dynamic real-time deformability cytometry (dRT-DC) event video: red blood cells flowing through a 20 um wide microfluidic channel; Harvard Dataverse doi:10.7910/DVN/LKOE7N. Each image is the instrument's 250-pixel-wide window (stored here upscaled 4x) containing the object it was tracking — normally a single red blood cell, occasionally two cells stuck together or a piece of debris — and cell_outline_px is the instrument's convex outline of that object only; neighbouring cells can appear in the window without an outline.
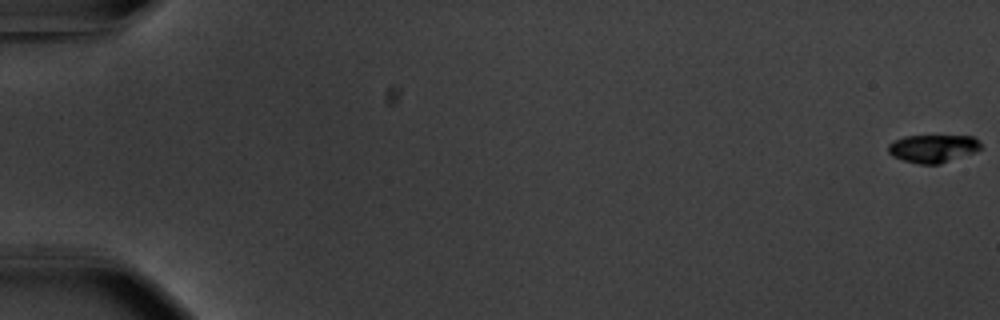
{"species": "common noctule bat (a hibernating species)", "species_latin": "Nyctalus noctula", "temperature_condition": "warm", "stored_images_in_passage": 57, "camera_frame_rate_fps": 3000, "um_per_image_px": 0.085, "animal": {"sex": "male", "body_mass_g": 20.1, "forearm_length_mm": 53.5}, "frame": {"image": 1, "passage_image": 1, "time_ms": 0.0, "image_size_px": [1000, 320], "cell_outline_px": [[980, 148], [972, 152], [940, 164], [920, 164], [904, 160], [892, 156], [888, 152], [888, 144], [892, 140], [904, 136], [972, 136], [980, 144]], "centroid_in_image_um": [79.22, 12.61], "position_along_channel_um": 5.8, "area_um2": 14.8}}
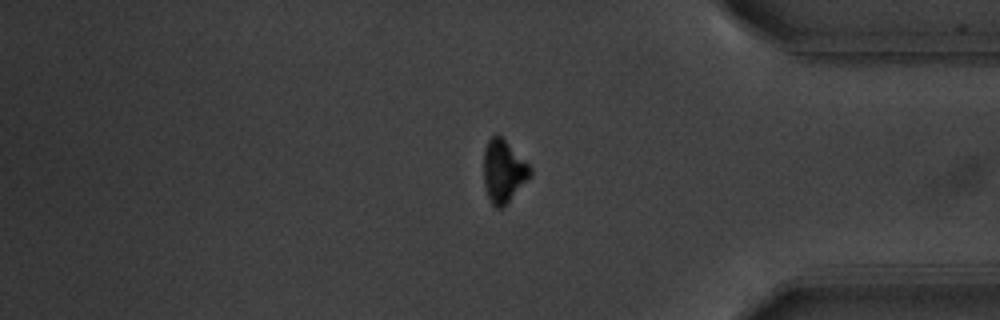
{"frame": {"image": 2, "passage_image": 48, "time_ms": 15.667, "image_size_px": [1000, 320], "cell_outline_px": [[532, 176], [504, 208], [496, 208], [492, 204], [488, 196], [484, 184], [484, 148], [488, 140], [496, 132], [532, 168]], "centroid_in_image_um": [42.8, 14.59], "position_along_channel_um": 392.4, "area_um2": 17.05}}
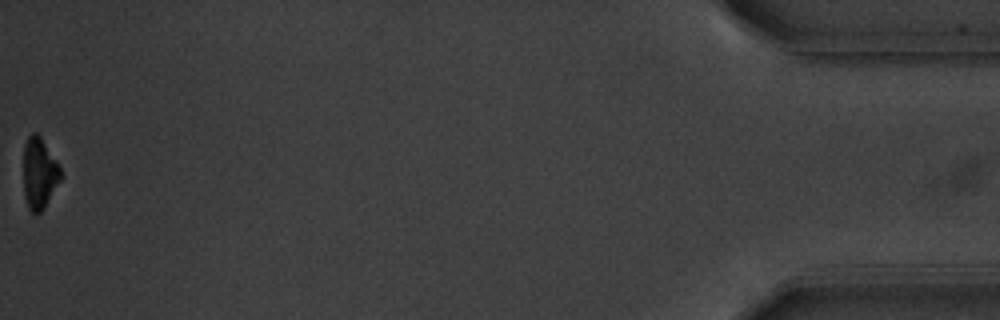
{"frame": {"image": 3, "passage_image": 57, "time_ms": 18.667, "image_size_px": [1000, 320], "cell_outline_px": [[60, 180], [44, 208], [40, 212], [32, 212], [28, 208], [24, 196], [24, 144], [28, 136], [32, 132], [36, 132], [40, 136], [60, 168]], "centroid_in_image_um": [3.31, 14.72], "position_along_channel_um": 431.9, "area_um2": 15.09}, "authors_computed_cell_mechanics": {"area_um2": 16.9354, "velocity_mm_per_s": 3.722, "shape_relaxation_time_tau1_ms": 1.6282, "shape_relaxation_time_tau2_ms": null, "deformation_change_tau1": 0.1189, "deformation_change_tau2": null}}